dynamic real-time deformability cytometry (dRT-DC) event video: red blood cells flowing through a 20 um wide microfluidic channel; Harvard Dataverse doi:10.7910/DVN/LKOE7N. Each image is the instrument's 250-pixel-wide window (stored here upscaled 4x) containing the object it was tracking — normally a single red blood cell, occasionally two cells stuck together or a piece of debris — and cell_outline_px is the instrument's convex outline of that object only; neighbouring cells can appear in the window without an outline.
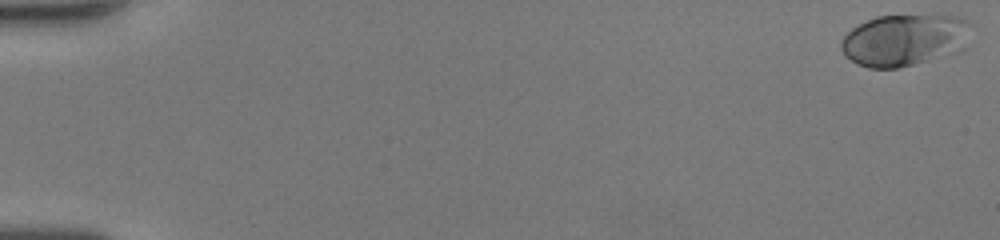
{"species": "human", "species_latin": "Homo sapiens", "temperature_condition": "room temperature", "stored_images_in_passage": 50, "camera_frame_rate_fps": 3000, "um_per_image_px": 0.085, "donor": {"sex": "female"}, "frame": {"image": 1, "passage_image": 1, "time_ms": 0.0, "image_size_px": [1000, 240], "cell_outline_px": [[972, 24], [964, 48], [956, 52], [900, 68], [868, 68], [844, 56], [840, 48], [840, 40], [852, 28], [876, 16], [956, 16], [968, 20]], "centroid_in_image_um": [76.87, 3.41], "position_along_channel_um": 8.1, "area_um2": 39.02}}
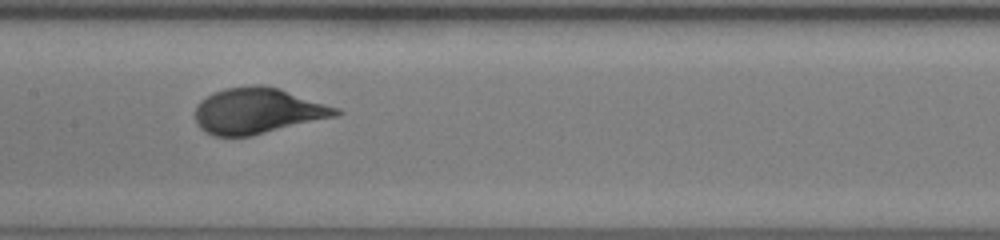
{"frame": {"image": 2, "passage_image": 27, "time_ms": 8.667, "image_size_px": [1000, 240], "cell_outline_px": [[344, 112], [336, 116], [252, 136], [216, 136], [204, 132], [196, 124], [196, 108], [200, 100], [224, 88], [256, 84], [260, 84], [280, 88], [340, 108]], "centroid_in_image_um": [21.93, 9.42], "position_along_channel_um": 185.5, "area_um2": 37.74}}
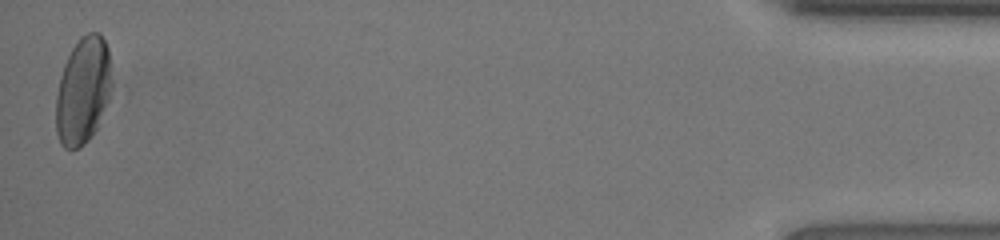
{"frame": {"image": 3, "passage_image": 50, "time_ms": 16.333, "image_size_px": [1000, 240], "cell_outline_px": [[112, 84], [108, 100], [96, 128], [88, 140], [84, 144], [76, 148], [64, 148], [60, 144], [56, 132], [56, 96], [60, 76], [64, 64], [72, 48], [80, 36], [88, 32], [100, 32], [108, 48]], "centroid_in_image_um": [7.05, 7.68], "position_along_channel_um": 428.2, "area_um2": 34.74}, "authors_computed_cell_mechanics": {"area_um2": 37.3099, "velocity_mm_per_s": 4.2794, "shape_relaxation_time_tau1_ms": 2.6637, "shape_relaxation_time_tau2_ms": null, "deformation_change_tau1": 0.1667, "deformation_change_tau2": null}}